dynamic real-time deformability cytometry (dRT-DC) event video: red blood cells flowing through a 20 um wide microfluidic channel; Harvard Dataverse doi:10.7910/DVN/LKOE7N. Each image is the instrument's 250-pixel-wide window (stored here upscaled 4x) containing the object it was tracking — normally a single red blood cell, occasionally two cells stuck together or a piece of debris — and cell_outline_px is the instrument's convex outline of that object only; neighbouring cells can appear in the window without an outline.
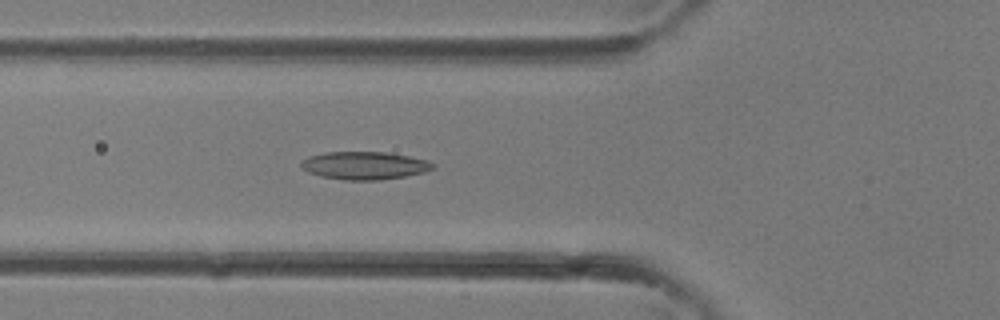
{"species": "common noctule bat (a hibernating species)", "species_latin": "Nyctalus noctula", "temperature_condition": "room temperature", "stored_images_in_passage": 37, "camera_frame_rate_fps": 3000, "um_per_image_px": 0.085, "animal": {"sex": "female"}, "frame": {"image": 1, "passage_image": 14, "time_ms": 4.333, "image_size_px": [1000, 320], "cell_outline_px": [[436, 164], [432, 168], [424, 172], [404, 176], [380, 180], [344, 180], [320, 176], [308, 172], [300, 168], [300, 164], [308, 156], [324, 152], [384, 152], [408, 156], [428, 160]], "centroid_in_image_um": [30.95, 14.07], "position_along_channel_um": 94.8, "area_um2": 21.39}}
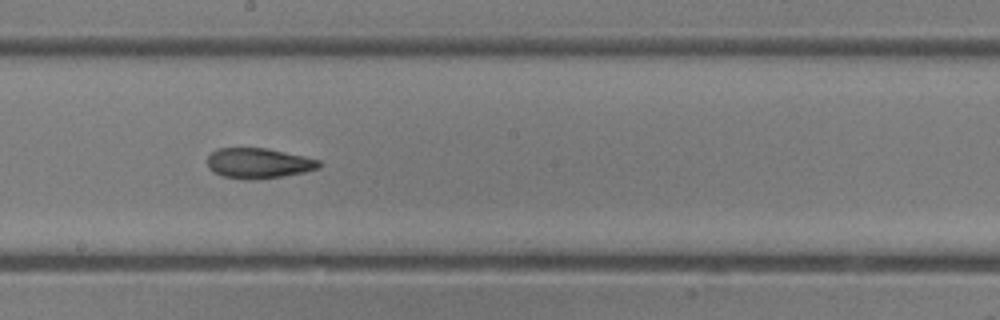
{"frame": {"image": 2, "passage_image": 21, "time_ms": 6.667, "image_size_px": [1000, 320], "cell_outline_px": [[320, 168], [304, 172], [280, 176], [244, 180], [224, 176], [212, 172], [208, 168], [208, 156], [216, 148], [268, 148], [304, 156], [320, 160]], "centroid_in_image_um": [21.96, 13.86], "position_along_channel_um": 226.2, "area_um2": 19.65}}
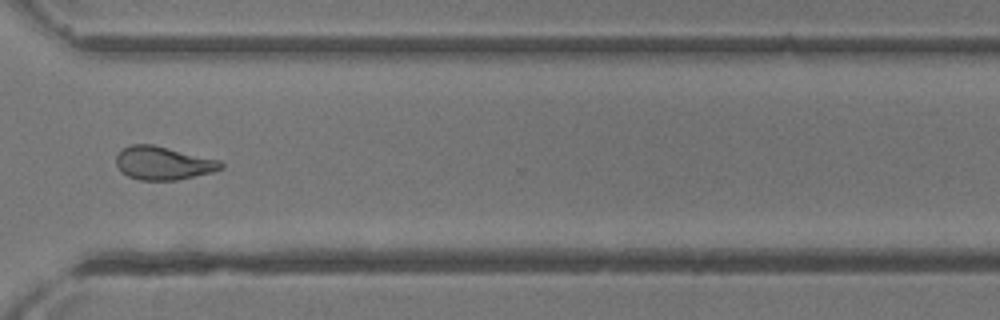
{"frame": {"image": 3, "passage_image": 28, "time_ms": 9.0, "image_size_px": [1000, 320], "cell_outline_px": [[224, 168], [212, 172], [176, 180], [140, 180], [128, 176], [116, 164], [116, 156], [120, 148], [132, 144], [152, 144], [220, 160], [224, 164]], "centroid_in_image_um": [13.87, 13.85], "position_along_channel_um": 356.7, "area_um2": 20.29}}